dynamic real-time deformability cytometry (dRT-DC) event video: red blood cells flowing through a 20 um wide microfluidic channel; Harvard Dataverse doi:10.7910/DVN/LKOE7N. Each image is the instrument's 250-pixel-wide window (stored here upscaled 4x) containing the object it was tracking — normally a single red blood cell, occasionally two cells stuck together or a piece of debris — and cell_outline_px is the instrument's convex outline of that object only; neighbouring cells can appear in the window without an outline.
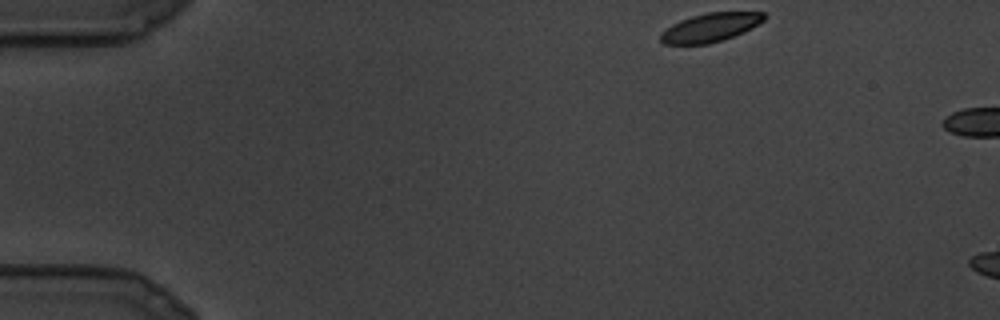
{"species": "common noctule bat (a hibernating species)", "species_latin": "Nyctalus noctula", "temperature_condition": "cold", "stored_images_in_passage": 3, "camera_frame_rate_fps": 3000, "um_per_image_px": 0.085, "animal": {"sex": "male", "body_mass_g": 19.5, "forearm_length_mm": 54.6}, "frame": {"image": 1, "passage_image": 1, "time_ms": 0.0, "image_size_px": [1000, 320], "cell_outline_px": [[768, 16], [764, 20], [744, 32], [724, 40], [708, 44], [664, 44], [660, 40], [660, 32], [672, 24], [680, 20], [692, 16], [708, 12], [764, 12]], "centroid_in_image_um": [60.38, 2.34], "position_along_channel_um": 24.6, "area_um2": 17.4}}